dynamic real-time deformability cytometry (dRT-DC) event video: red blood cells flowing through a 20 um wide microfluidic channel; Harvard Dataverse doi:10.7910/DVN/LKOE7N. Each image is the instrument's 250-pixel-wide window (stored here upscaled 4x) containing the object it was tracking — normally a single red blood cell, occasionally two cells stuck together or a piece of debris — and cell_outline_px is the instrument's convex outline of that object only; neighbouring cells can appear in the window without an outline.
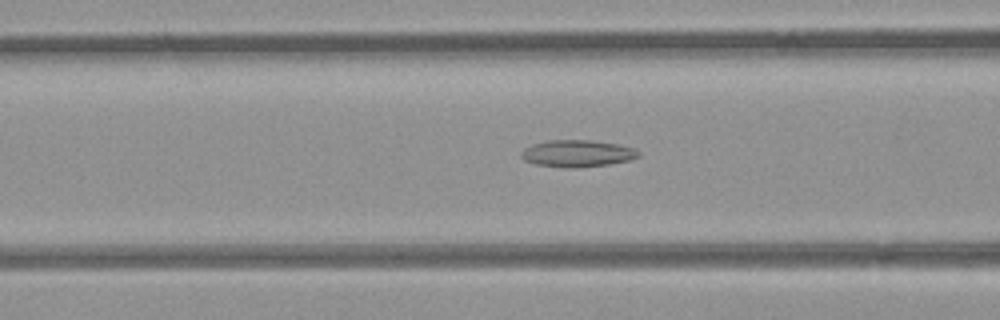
{"species": "common noctule bat (a hibernating species)", "species_latin": "Nyctalus noctula", "temperature_condition": "room temperature", "stored_images_in_passage": 53, "camera_frame_rate_fps": 3000, "um_per_image_px": 0.085, "animal": {"sex": "female", "body_mass_g": 21.9}, "frame": {"image": 1, "passage_image": 21, "time_ms": 6.667, "image_size_px": [1000, 320], "cell_outline_px": [[640, 156], [628, 160], [608, 164], [568, 168], [564, 168], [536, 164], [524, 160], [520, 156], [520, 152], [524, 148], [532, 144], [548, 140], [592, 140], [616, 144], [632, 148], [640, 152]], "centroid_in_image_um": [49.02, 13.04], "position_along_channel_um": 117.6, "area_um2": 18.26}}
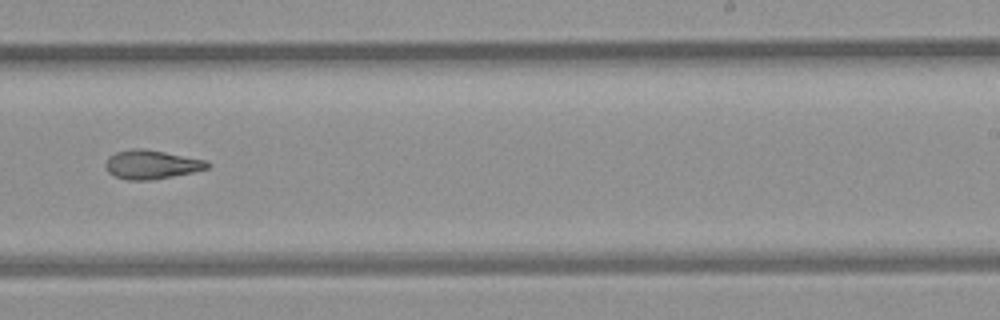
{"frame": {"image": 2, "passage_image": 33, "time_ms": 10.667, "image_size_px": [1000, 320], "cell_outline_px": [[212, 164], [208, 168], [192, 172], [152, 180], [128, 180], [116, 176], [108, 172], [104, 164], [108, 156], [116, 152], [132, 148], [140, 148], [164, 152], [208, 160]], "centroid_in_image_um": [12.88, 13.98], "position_along_channel_um": 276.1, "area_um2": 17.17}}
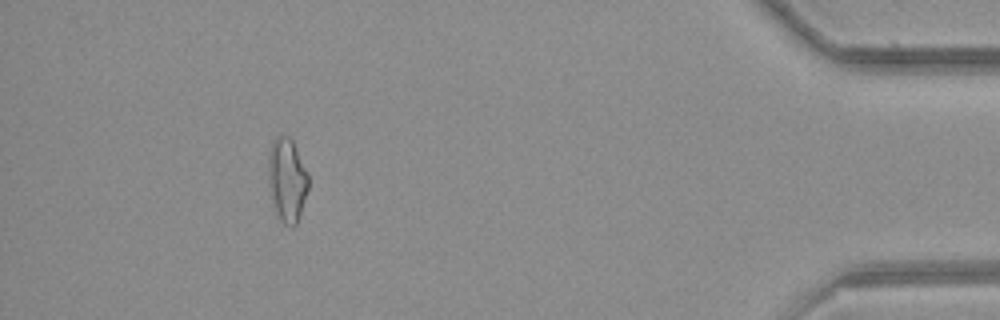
{"frame": {"image": 3, "passage_image": 48, "time_ms": 15.667, "image_size_px": [1000, 320], "cell_outline_px": [[308, 188], [296, 224], [292, 228], [284, 224], [280, 220], [276, 212], [272, 200], [268, 184], [268, 160], [272, 140], [280, 132], [288, 136], [292, 140], [308, 172]], "centroid_in_image_um": [24.38, 15.25], "position_along_channel_um": 410.8, "area_um2": 19.65}, "authors_computed_cell_mechanics": {"area_um2": 18.2648, "velocity_mm_per_s": 3.9637, "shape_relaxation_time_tau1_ms": null, "shape_relaxation_time_tau2_ms": 4.4877, "deformation_change_tau1": null, "deformation_change_tau2": 0.1364}}